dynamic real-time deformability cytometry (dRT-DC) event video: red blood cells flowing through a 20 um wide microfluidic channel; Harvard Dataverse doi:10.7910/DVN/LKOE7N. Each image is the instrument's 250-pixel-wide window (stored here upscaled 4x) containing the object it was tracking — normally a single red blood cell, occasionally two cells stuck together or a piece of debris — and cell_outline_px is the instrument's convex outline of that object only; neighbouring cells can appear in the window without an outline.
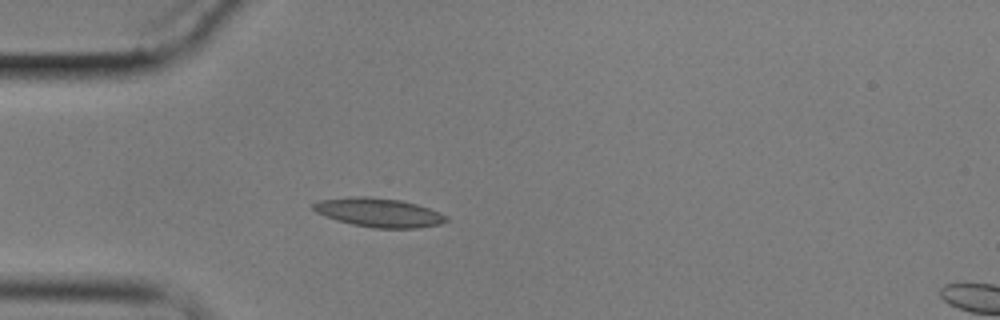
{"species": "common noctule bat (a hibernating species)", "species_latin": "Nyctalus noctula", "temperature_condition": "cold", "stored_images_in_passage": 7, "camera_frame_rate_fps": 3000, "um_per_image_px": 0.085, "animal": {"sex": "male", "body_mass_g": 17.9}, "frame": {"image": 1, "passage_image": 5, "time_ms": 5.0, "image_size_px": [1000, 320], "cell_outline_px": [[448, 220], [440, 224], [416, 228], [372, 228], [352, 224], [336, 220], [316, 212], [312, 208], [312, 204], [320, 200], [348, 196], [368, 196], [400, 200], [416, 204], [440, 212], [448, 216]], "centroid_in_image_um": [32.19, 18.06], "position_along_channel_um": 52.8, "area_um2": 22.48}}
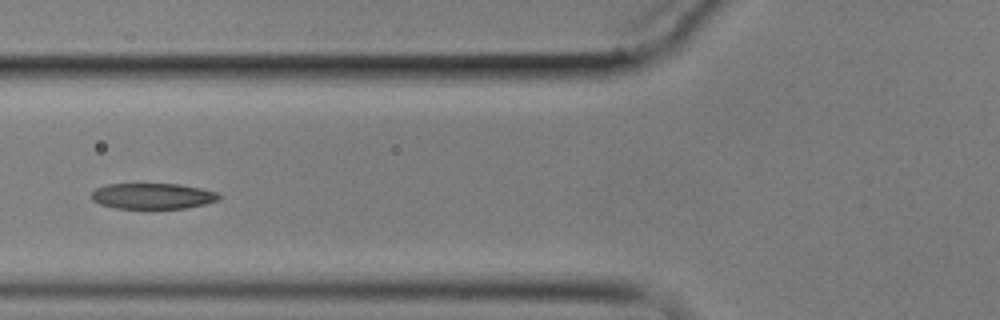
{"frame": {"image": 2, "passage_image": 7, "time_ms": 7.0, "image_size_px": [1000, 320], "cell_outline_px": [[220, 196], [216, 200], [204, 204], [184, 208], [116, 208], [100, 204], [92, 200], [92, 192], [96, 188], [108, 184], [180, 184], [220, 192]], "centroid_in_image_um": [12.98, 16.66], "position_along_channel_um": 112.8, "area_um2": 19.02}}